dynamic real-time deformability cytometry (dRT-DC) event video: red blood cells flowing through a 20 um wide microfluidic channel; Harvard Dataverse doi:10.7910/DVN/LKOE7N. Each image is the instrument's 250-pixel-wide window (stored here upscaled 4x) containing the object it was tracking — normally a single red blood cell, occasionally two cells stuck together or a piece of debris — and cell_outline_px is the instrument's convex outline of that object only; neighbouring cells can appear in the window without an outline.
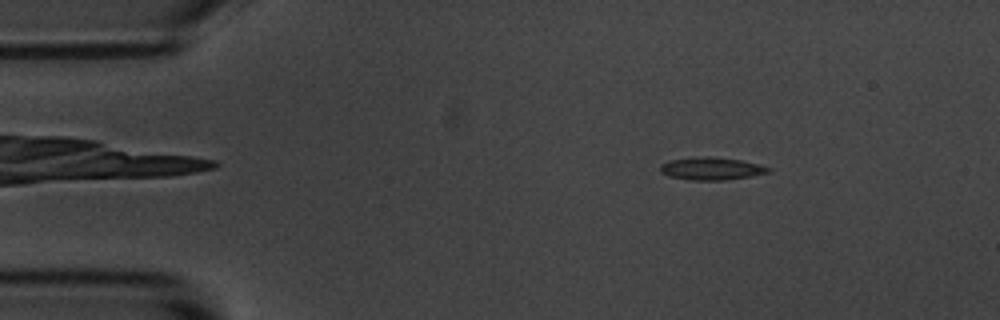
{"species": "common noctule bat (a hibernating species)", "species_latin": "Nyctalus noctula", "temperature_condition": "room temperature", "stored_images_in_passage": 5, "camera_frame_rate_fps": 3000, "um_per_image_px": 0.085, "animal": {"sex": "male", "body_mass_g": 20.1, "forearm_length_mm": 53.5}, "frame": {"image": 1, "passage_image": 3, "time_ms": 2.333, "image_size_px": [1000, 320], "cell_outline_px": [[772, 172], [752, 176], [724, 180], [688, 180], [668, 176], [660, 172], [660, 164], [668, 160], [696, 156], [704, 156], [740, 160], [772, 168]], "centroid_in_image_um": [60.43, 14.33], "position_along_channel_um": 24.6, "area_um2": 14.39}}